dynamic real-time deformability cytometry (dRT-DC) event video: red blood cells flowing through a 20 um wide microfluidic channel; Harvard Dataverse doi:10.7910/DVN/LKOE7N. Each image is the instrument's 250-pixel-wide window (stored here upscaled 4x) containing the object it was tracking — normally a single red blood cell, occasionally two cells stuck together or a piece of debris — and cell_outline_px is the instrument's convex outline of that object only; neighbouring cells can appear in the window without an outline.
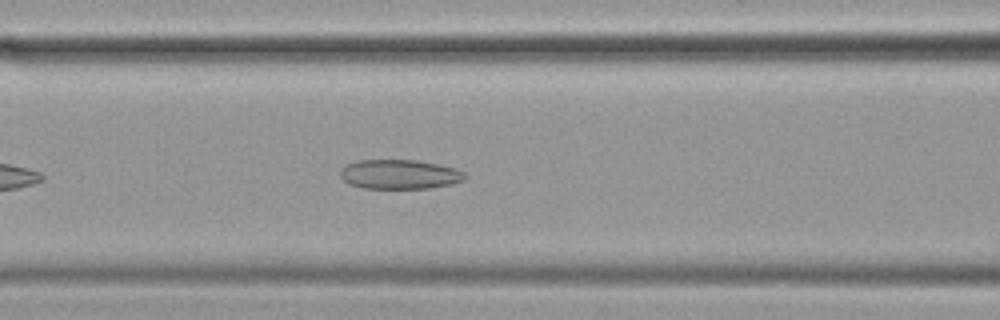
{"species": "common noctule bat (a hibernating species)", "species_latin": "Nyctalus noctula", "temperature_condition": "cold", "stored_images_in_passage": 46, "segment_of_instrument_passage": [1, 2], "camera_frame_rate_fps": 3000, "um_per_image_px": 0.085, "animal": {"sex": "female", "body_mass_g": 19.9}, "frame": {"image": 1, "passage_image": 11, "time_ms": 3.333, "image_size_px": [1000, 320], "cell_outline_px": [[468, 176], [464, 180], [452, 184], [428, 188], [364, 188], [348, 184], [340, 176], [340, 172], [348, 164], [356, 160], [416, 160], [456, 168], [464, 172]], "centroid_in_image_um": [33.99, 14.82], "position_along_channel_um": 132.6, "area_um2": 21.33}}
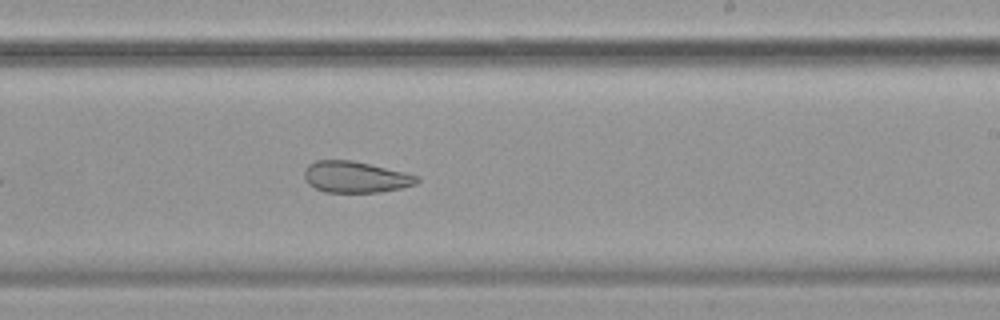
{"frame": {"image": 2, "passage_image": 22, "time_ms": 7.0, "image_size_px": [1000, 320], "cell_outline_px": [[420, 180], [416, 184], [400, 188], [380, 192], [324, 192], [308, 184], [304, 180], [304, 168], [308, 164], [316, 160], [352, 160], [404, 172], [416, 176]], "centroid_in_image_um": [30.16, 15.04], "position_along_channel_um": 258.8, "area_um2": 20.52}}
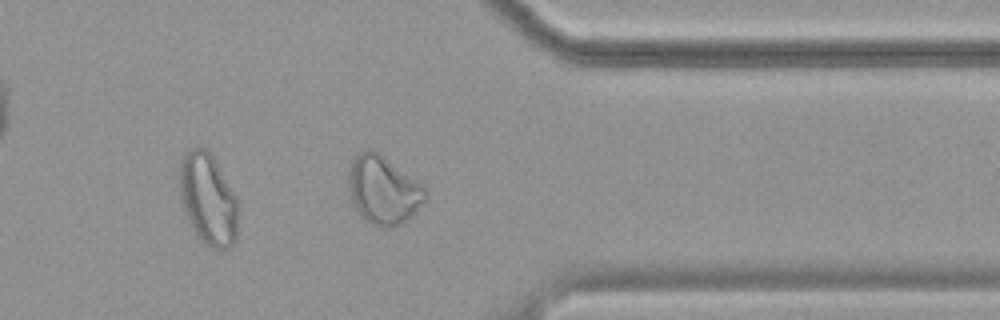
{"frame": {"image": 3, "passage_image": 33, "time_ms": 10.667, "image_size_px": [1000, 320], "cell_outline_px": [[428, 192], [424, 200], [408, 220], [400, 224], [388, 228], [372, 224], [352, 204], [348, 184], [348, 172], [352, 160], [364, 148], [372, 148], [380, 152], [416, 180]], "centroid_in_image_um": [32.56, 16.11], "position_along_channel_um": 378.8, "area_um2": 30.35}}